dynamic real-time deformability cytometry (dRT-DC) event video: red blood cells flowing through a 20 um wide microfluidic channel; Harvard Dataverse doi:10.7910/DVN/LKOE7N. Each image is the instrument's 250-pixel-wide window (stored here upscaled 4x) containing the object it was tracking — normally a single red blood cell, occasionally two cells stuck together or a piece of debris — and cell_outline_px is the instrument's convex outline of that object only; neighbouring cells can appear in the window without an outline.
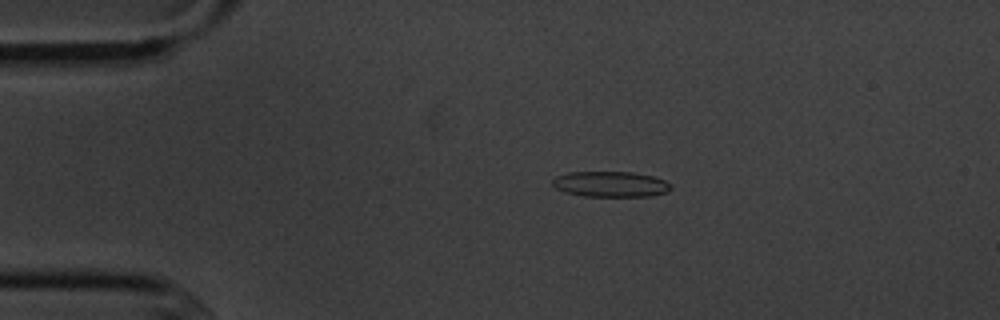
{"species": "common noctule bat (a hibernating species)", "species_latin": "Nyctalus noctula", "temperature_condition": "cold", "stored_images_in_passage": 5, "camera_frame_rate_fps": 3000, "um_per_image_px": 0.085, "animal": {"sex": "male", "body_mass_g": 20.1, "forearm_length_mm": 53.5}, "frame": {"image": 1, "passage_image": 2, "time_ms": 1.333, "image_size_px": [1000, 320], "cell_outline_px": [[672, 188], [668, 192], [652, 196], [584, 196], [564, 192], [556, 188], [552, 184], [552, 180], [556, 176], [568, 172], [632, 172], [652, 176], [664, 180]], "centroid_in_image_um": [51.88, 15.65], "position_along_channel_um": 33.1, "area_um2": 17.63}}
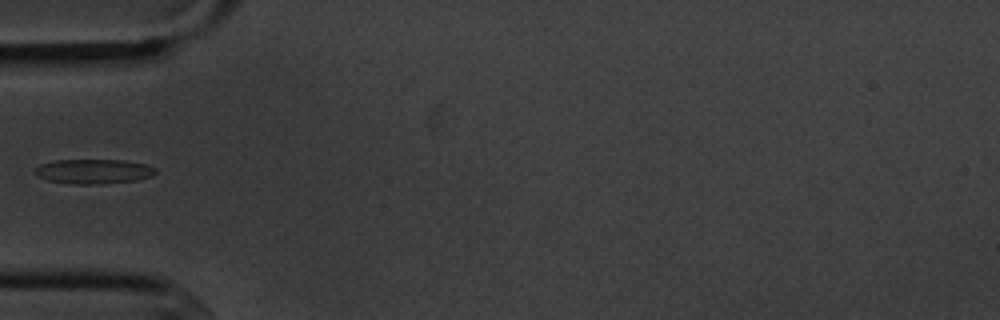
{"frame": {"image": 2, "passage_image": 4, "time_ms": 3.667, "image_size_px": [1000, 320], "cell_outline_px": [[156, 172], [152, 176], [136, 180], [96, 184], [68, 184], [48, 180], [36, 176], [36, 168], [40, 164], [52, 160], [124, 160], [144, 164], [156, 168]], "centroid_in_image_um": [7.93, 14.57], "position_along_channel_um": 77.1, "area_um2": 17.28}}
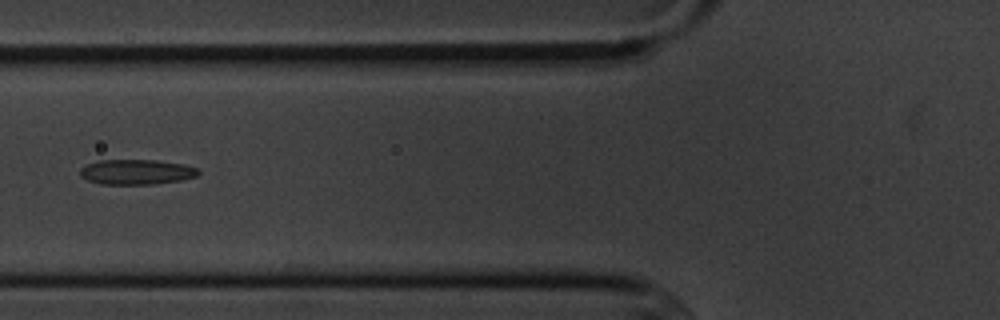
{"frame": {"image": 3, "passage_image": 5, "time_ms": 4.667, "image_size_px": [1000, 320], "cell_outline_px": [[200, 172], [196, 176], [180, 180], [156, 184], [100, 184], [88, 180], [80, 176], [80, 168], [88, 164], [100, 160], [156, 160], [184, 164], [196, 168]], "centroid_in_image_um": [11.59, 14.62], "position_along_channel_um": 114.2, "area_um2": 17.22}}